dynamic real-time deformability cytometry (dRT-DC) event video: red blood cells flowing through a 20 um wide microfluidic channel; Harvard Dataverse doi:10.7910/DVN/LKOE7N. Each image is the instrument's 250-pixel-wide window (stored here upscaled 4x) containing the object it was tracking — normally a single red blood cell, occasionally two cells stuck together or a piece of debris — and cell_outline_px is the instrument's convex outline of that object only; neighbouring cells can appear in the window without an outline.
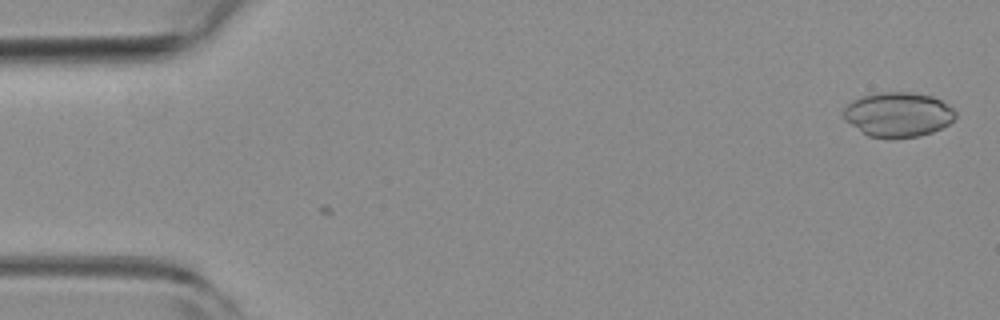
{"species": "common noctule bat (a hibernating species)", "species_latin": "Nyctalus noctula", "temperature_condition": "room temperature", "stored_images_in_passage": 4, "camera_frame_rate_fps": 3000, "um_per_image_px": 0.085, "animal": {"sex": "female", "body_mass_g": 19.3, "forearm_length_mm": 54.1}, "frame": {"image": 1, "passage_image": 4, "time_ms": 1.0, "image_size_px": [1000, 320], "cell_outline_px": [[956, 116], [948, 124], [932, 132], [920, 136], [896, 140], [892, 140], [868, 136], [860, 132], [844, 120], [844, 108], [852, 100], [860, 96], [876, 92], [912, 92], [932, 96], [940, 100], [952, 108], [956, 112]], "centroid_in_image_um": [76.29, 9.76], "position_along_channel_um": 8.7, "area_um2": 29.65}}